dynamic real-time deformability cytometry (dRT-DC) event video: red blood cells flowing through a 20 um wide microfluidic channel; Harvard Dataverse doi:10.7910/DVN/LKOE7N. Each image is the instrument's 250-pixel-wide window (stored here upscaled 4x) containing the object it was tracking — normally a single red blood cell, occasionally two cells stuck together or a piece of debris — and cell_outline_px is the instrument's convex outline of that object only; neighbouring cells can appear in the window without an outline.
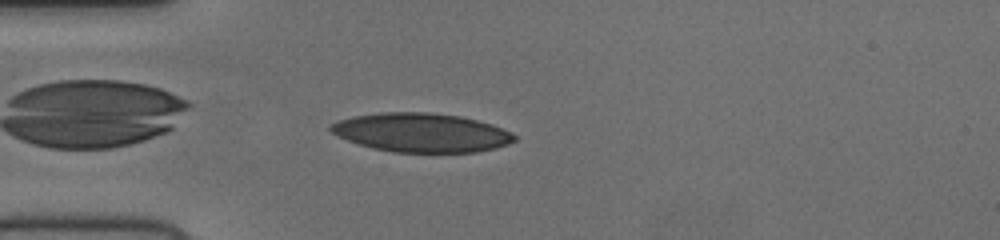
{"species": "human", "species_latin": "Homo sapiens", "temperature_condition": "cold", "stored_images_in_passage": 39, "camera_frame_rate_fps": 3000, "um_per_image_px": 0.085, "donor": {"sex": "female"}, "frame": {"image": 1, "passage_image": 2, "time_ms": 0.333, "image_size_px": [1000, 240], "cell_outline_px": [[516, 140], [508, 144], [496, 148], [476, 152], [392, 152], [372, 148], [348, 140], [332, 132], [328, 128], [332, 124], [340, 120], [352, 116], [380, 112], [428, 112], [460, 116], [492, 124], [512, 132], [516, 136]], "centroid_in_image_um": [35.85, 11.27], "position_along_channel_um": 49.2, "area_um2": 41.62}}
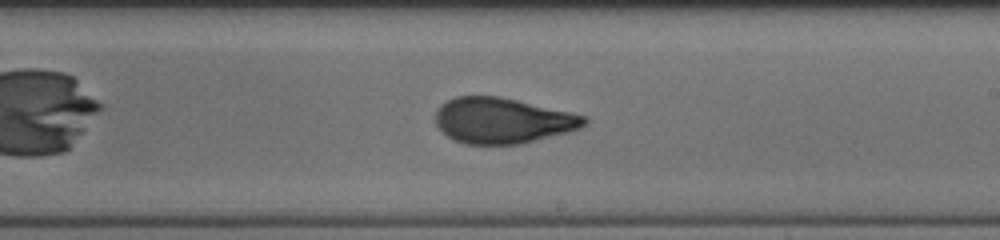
{"frame": {"image": 2, "passage_image": 18, "time_ms": 5.667, "image_size_px": [1000, 240], "cell_outline_px": [[588, 120], [580, 128], [520, 144], [464, 144], [448, 136], [436, 124], [436, 108], [440, 104], [456, 96], [500, 96], [572, 112], [588, 116]], "centroid_in_image_um": [42.71, 10.23], "position_along_channel_um": 246.3, "area_um2": 39.42}}
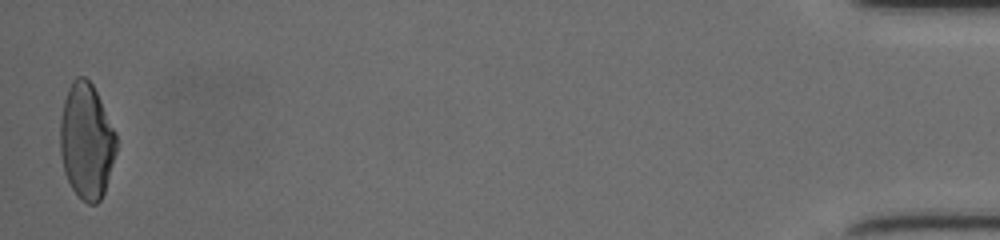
{"frame": {"image": 3, "passage_image": 39, "time_ms": 12.667, "image_size_px": [1000, 240], "cell_outline_px": [[116, 152], [104, 192], [100, 200], [96, 204], [88, 204], [72, 188], [64, 172], [60, 152], [60, 120], [64, 100], [68, 88], [72, 80], [76, 76], [84, 76], [92, 84], [116, 132]], "centroid_in_image_um": [7.34, 11.97], "position_along_channel_um": 427.9, "area_um2": 37.63}}